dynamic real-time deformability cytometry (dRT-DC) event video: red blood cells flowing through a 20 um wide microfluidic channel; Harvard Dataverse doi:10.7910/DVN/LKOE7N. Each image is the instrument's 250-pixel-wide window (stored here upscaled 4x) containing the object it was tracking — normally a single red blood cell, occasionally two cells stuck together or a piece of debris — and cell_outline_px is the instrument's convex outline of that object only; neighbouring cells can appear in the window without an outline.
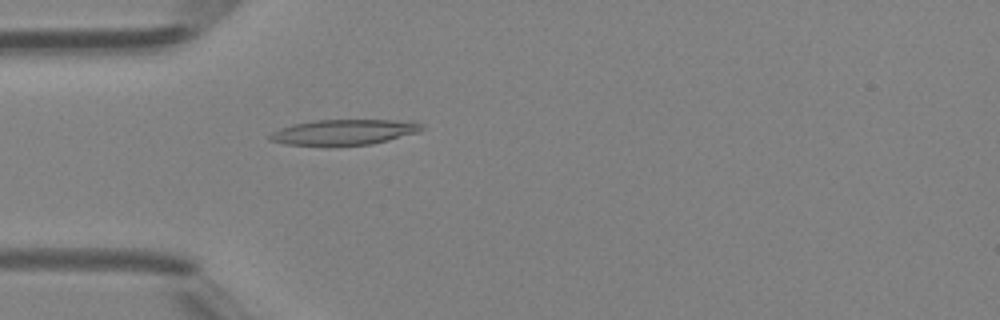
{"species": "Egyptian fruit bat (a non-hibernating species)", "species_latin": "Rousettus aegyptiacus", "temperature_condition": "room temperature", "stored_images_in_passage": 40, "camera_frame_rate_fps": 3000, "um_per_image_px": 0.085, "animal": {"sex": "female"}, "frame": {"image": 1, "passage_image": 8, "time_ms": 2.333, "image_size_px": [1000, 320], "cell_outline_px": [[424, 128], [416, 132], [388, 140], [372, 144], [284, 144], [268, 140], [268, 136], [272, 132], [280, 128], [292, 124], [312, 120], [392, 120], [424, 124]], "centroid_in_image_um": [29.17, 11.21], "position_along_channel_um": 55.8, "area_um2": 21.91}}
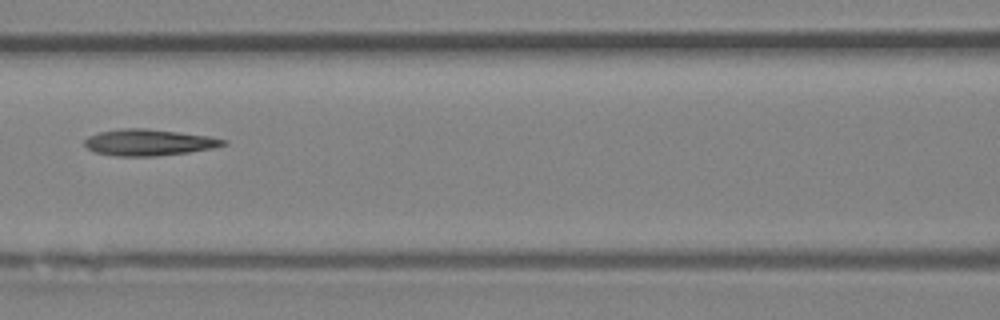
{"frame": {"image": 2, "passage_image": 15, "time_ms": 4.667, "image_size_px": [1000, 320], "cell_outline_px": [[228, 144], [212, 148], [188, 152], [156, 156], [116, 156], [96, 152], [88, 148], [84, 144], [84, 140], [88, 136], [100, 132], [124, 128], [144, 128], [208, 136], [228, 140]], "centroid_in_image_um": [12.65, 12.11], "position_along_channel_um": 153.9, "area_um2": 21.1}}
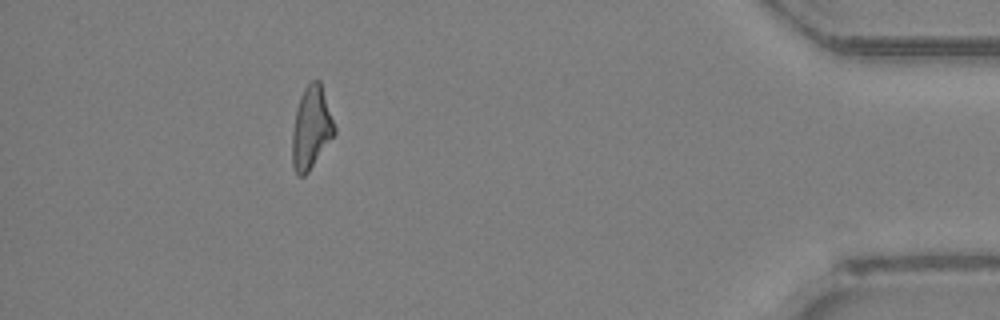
{"frame": {"image": 3, "passage_image": 36, "time_ms": 11.667, "image_size_px": [1000, 320], "cell_outline_px": [[336, 132], [308, 172], [304, 176], [296, 176], [292, 168], [292, 132], [296, 112], [300, 96], [304, 88], [312, 80], [320, 80], [336, 128]], "centroid_in_image_um": [26.44, 10.89], "position_along_channel_um": 408.8, "area_um2": 20.23}, "authors_computed_cell_mechanics": {"area_um2": 21.0103, "velocity_mm_per_s": 4.4378, "shape_relaxation_time_tau1_ms": 10.1989, "shape_relaxation_time_tau2_ms": 4.6265, "deformation_change_tau1": 0.2561, "deformation_change_tau2": 0.1842}}